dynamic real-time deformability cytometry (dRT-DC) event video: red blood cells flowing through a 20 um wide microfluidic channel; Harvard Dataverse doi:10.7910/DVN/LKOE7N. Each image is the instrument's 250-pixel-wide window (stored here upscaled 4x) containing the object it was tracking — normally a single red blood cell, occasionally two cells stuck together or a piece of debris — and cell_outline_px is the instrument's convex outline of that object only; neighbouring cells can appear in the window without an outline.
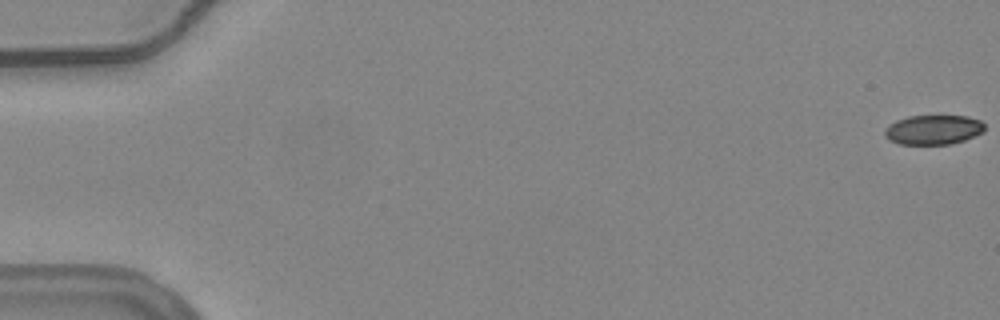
{"species": "common noctule bat (a hibernating species)", "species_latin": "Nyctalus noctula", "temperature_condition": "warm", "stored_images_in_passage": 56, "camera_frame_rate_fps": 3000, "um_per_image_px": 0.085, "animal": {"sex": "female", "body_mass_g": 24.6, "forearm_length_mm": 56.2}, "frame": {"image": 1, "passage_image": 1, "time_ms": 0.0, "image_size_px": [1000, 320], "cell_outline_px": [[984, 132], [964, 140], [948, 144], [900, 144], [884, 136], [884, 132], [896, 120], [908, 116], [968, 116], [980, 120], [984, 124]], "centroid_in_image_um": [79.37, 11.02], "position_along_channel_um": 5.6, "area_um2": 16.99}}
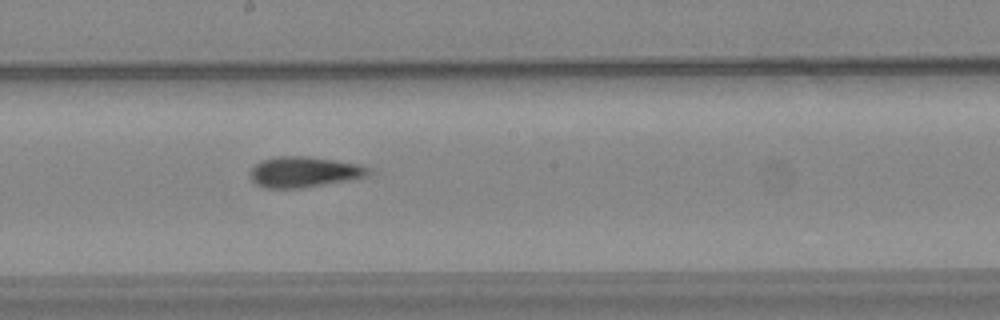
{"frame": {"image": 2, "passage_image": 32, "time_ms": 10.333, "image_size_px": [1000, 320], "cell_outline_px": [[372, 176], [300, 188], [264, 188], [256, 184], [252, 180], [252, 168], [260, 160], [276, 156], [312, 156], [360, 164], [372, 168]], "centroid_in_image_um": [25.92, 14.6], "position_along_channel_um": 222.3, "area_um2": 21.39}}
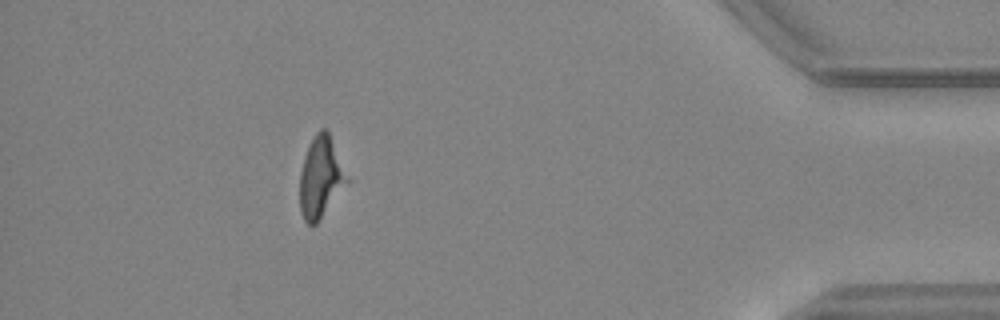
{"frame": {"image": 3, "passage_image": 51, "time_ms": 16.667, "image_size_px": [1000, 320], "cell_outline_px": [[352, 180], [316, 224], [308, 224], [304, 220], [300, 212], [300, 172], [304, 156], [312, 136], [320, 128], [324, 128], [328, 132]], "centroid_in_image_um": [27.3, 15.07], "position_along_channel_um": 407.9, "area_um2": 22.83}}